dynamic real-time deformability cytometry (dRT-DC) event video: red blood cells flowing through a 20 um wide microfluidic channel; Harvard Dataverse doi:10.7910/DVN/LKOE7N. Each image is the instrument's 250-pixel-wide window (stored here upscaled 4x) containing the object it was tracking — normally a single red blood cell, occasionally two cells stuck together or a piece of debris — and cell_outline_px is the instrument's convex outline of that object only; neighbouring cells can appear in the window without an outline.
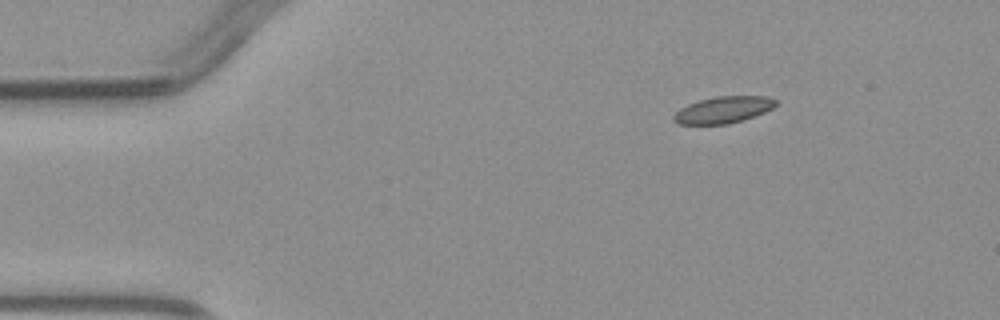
{"species": "common noctule bat (a hibernating species)", "species_latin": "Nyctalus noctula", "temperature_condition": "warm", "stored_images_in_passage": 4, "camera_frame_rate_fps": 3000, "um_per_image_px": 0.085, "animal": {"sex": "male", "body_mass_g": 23.1, "forearm_length_mm": 52.7}, "frame": {"image": 1, "passage_image": 1, "time_ms": 0.0, "image_size_px": [1000, 320], "cell_outline_px": [[780, 100], [772, 108], [764, 112], [728, 124], [676, 124], [672, 120], [672, 116], [680, 108], [688, 104], [700, 100], [716, 96], [768, 96]], "centroid_in_image_um": [61.46, 9.32], "position_along_channel_um": 23.5, "area_um2": 15.84}}
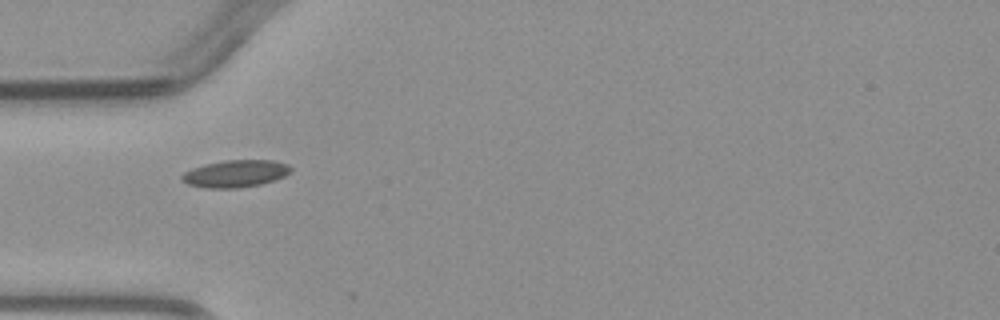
{"frame": {"image": 2, "passage_image": 3, "time_ms": 2.667, "image_size_px": [1000, 320], "cell_outline_px": [[292, 168], [284, 176], [260, 184], [236, 188], [204, 188], [188, 184], [180, 180], [180, 176], [184, 172], [192, 168], [204, 164], [224, 160], [272, 160], [288, 164]], "centroid_in_image_um": [19.95, 14.75], "position_along_channel_um": 65.0, "area_um2": 17.22}}
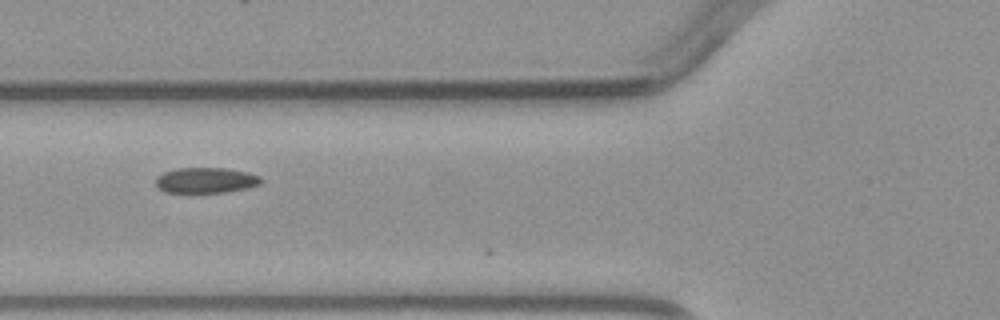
{"frame": {"image": 3, "passage_image": 4, "time_ms": 3.667, "image_size_px": [1000, 320], "cell_outline_px": [[264, 180], [260, 184], [248, 188], [224, 192], [164, 192], [156, 184], [156, 176], [164, 172], [176, 168], [224, 168], [248, 172], [260, 176]], "centroid_in_image_um": [17.52, 15.32], "position_along_channel_um": 108.3, "area_um2": 15.66}}